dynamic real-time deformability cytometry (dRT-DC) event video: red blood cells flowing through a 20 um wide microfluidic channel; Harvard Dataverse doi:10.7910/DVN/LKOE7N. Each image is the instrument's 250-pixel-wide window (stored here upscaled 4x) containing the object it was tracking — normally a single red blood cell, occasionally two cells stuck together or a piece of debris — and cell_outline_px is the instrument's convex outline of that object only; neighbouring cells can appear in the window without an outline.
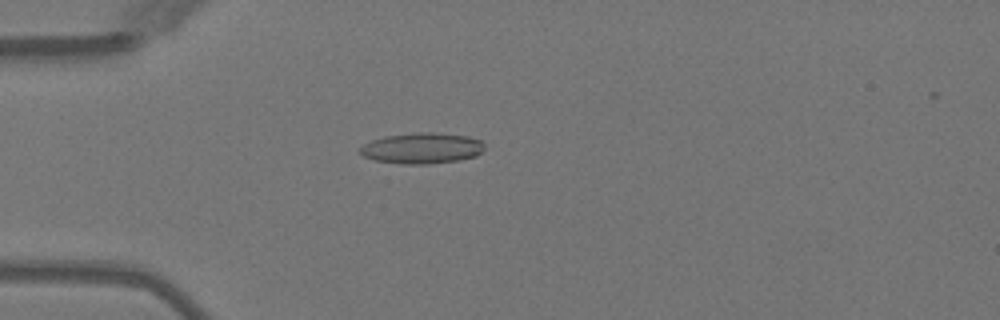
{"species": "Egyptian fruit bat (a non-hibernating species)", "species_latin": "Rousettus aegyptiacus", "temperature_condition": "warm", "stored_images_in_passage": 51, "camera_frame_rate_fps": 3000, "um_per_image_px": 0.085, "animal": {"sex": "female"}, "frame": {"image": 1, "passage_image": 15, "time_ms": 4.667, "image_size_px": [1000, 320], "cell_outline_px": [[484, 148], [476, 156], [460, 160], [428, 164], [404, 164], [376, 160], [364, 156], [360, 152], [360, 148], [364, 144], [372, 140], [384, 136], [416, 132], [432, 132], [468, 136], [480, 140], [484, 144]], "centroid_in_image_um": [35.88, 12.59], "position_along_channel_um": 49.1, "area_um2": 22.31}}
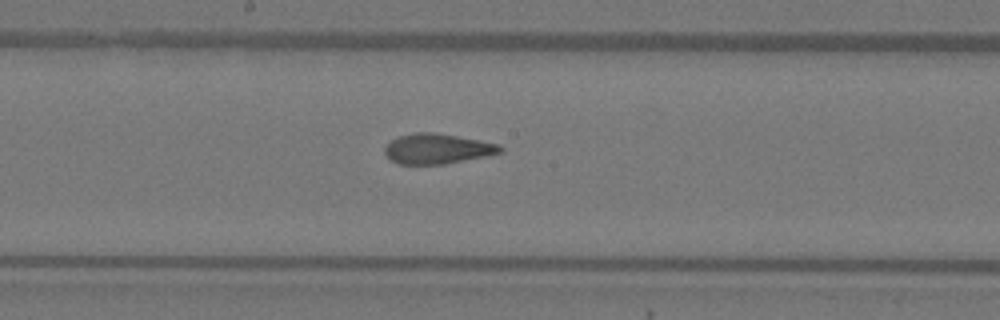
{"frame": {"image": 2, "passage_image": 28, "time_ms": 9.0, "image_size_px": [1000, 320], "cell_outline_px": [[504, 152], [444, 164], [400, 164], [392, 160], [384, 152], [384, 148], [396, 136], [412, 132], [432, 132], [480, 140], [500, 144], [504, 148]], "centroid_in_image_um": [37.18, 12.63], "position_along_channel_um": 211.0, "area_um2": 20.23}}
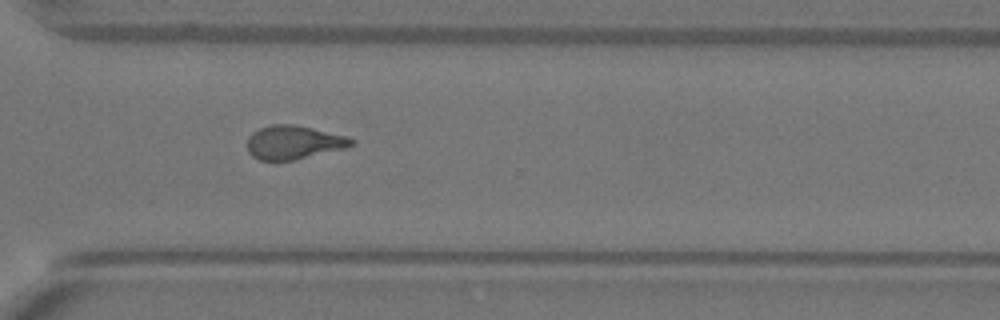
{"frame": {"image": 3, "passage_image": 38, "time_ms": 12.333, "image_size_px": [1000, 320], "cell_outline_px": [[356, 144], [344, 148], [292, 160], [260, 160], [252, 156], [248, 152], [248, 136], [252, 132], [260, 128], [272, 124], [296, 124], [344, 136], [356, 140]], "centroid_in_image_um": [24.94, 12.09], "position_along_channel_um": 345.7, "area_um2": 20.23}, "authors_computed_cell_mechanics": {"area_um2": 20.6924, "velocity_mm_per_s": 4.0599, "shape_relaxation_time_tau1_ms": null, "shape_relaxation_time_tau2_ms": 1.8437, "deformation_change_tau1": null, "deformation_change_tau2": 0.0995}}